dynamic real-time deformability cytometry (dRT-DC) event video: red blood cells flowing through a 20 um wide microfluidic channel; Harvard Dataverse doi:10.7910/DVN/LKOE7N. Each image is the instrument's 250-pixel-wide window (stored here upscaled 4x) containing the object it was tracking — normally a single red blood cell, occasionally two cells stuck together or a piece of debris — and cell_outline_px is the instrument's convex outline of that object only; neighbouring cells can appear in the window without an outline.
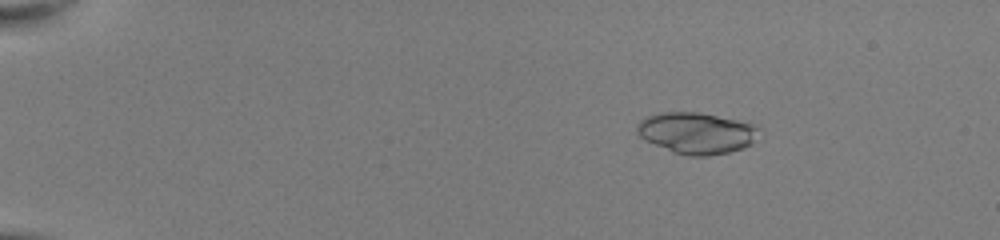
{"species": "common noctule bat (a hibernating species)", "species_latin": "Nyctalus noctula", "temperature_condition": "room temperature", "stored_images_in_passage": 51, "camera_frame_rate_fps": 3000, "um_per_image_px": 0.085, "animal": {"sex": "female", "body_mass_g": 22.0, "forearm_length_mm": 56.7}, "frame": {"image": 1, "passage_image": 8, "time_ms": 2.333, "image_size_px": [1000, 240], "cell_outline_px": [[760, 128], [752, 144], [728, 152], [708, 156], [688, 156], [672, 152], [644, 140], [636, 132], [636, 124], [640, 120], [648, 116], [660, 112], [700, 112], [748, 120], [756, 124]], "centroid_in_image_um": [59.23, 11.28], "position_along_channel_um": 25.8, "area_um2": 30.0}}